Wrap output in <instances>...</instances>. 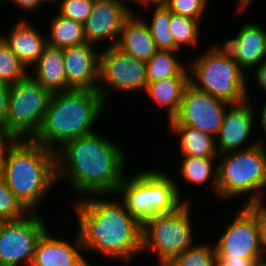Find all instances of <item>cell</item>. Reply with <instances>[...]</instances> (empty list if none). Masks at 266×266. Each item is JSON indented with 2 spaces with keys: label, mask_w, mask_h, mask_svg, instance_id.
<instances>
[{
  "label": "cell",
  "mask_w": 266,
  "mask_h": 266,
  "mask_svg": "<svg viewBox=\"0 0 266 266\" xmlns=\"http://www.w3.org/2000/svg\"><path fill=\"white\" fill-rule=\"evenodd\" d=\"M147 85L146 62L134 58L116 45L100 51L97 90L105 104H108L112 92L128 94L143 91L145 94Z\"/></svg>",
  "instance_id": "8fae6325"
},
{
  "label": "cell",
  "mask_w": 266,
  "mask_h": 266,
  "mask_svg": "<svg viewBox=\"0 0 266 266\" xmlns=\"http://www.w3.org/2000/svg\"><path fill=\"white\" fill-rule=\"evenodd\" d=\"M191 204L185 202L174 212L157 214L143 223L142 255L155 253L158 266H166L196 243Z\"/></svg>",
  "instance_id": "ba28073f"
},
{
  "label": "cell",
  "mask_w": 266,
  "mask_h": 266,
  "mask_svg": "<svg viewBox=\"0 0 266 266\" xmlns=\"http://www.w3.org/2000/svg\"><path fill=\"white\" fill-rule=\"evenodd\" d=\"M43 4H51L52 3V6L54 3H57L59 2V0H40Z\"/></svg>",
  "instance_id": "ee69618b"
},
{
  "label": "cell",
  "mask_w": 266,
  "mask_h": 266,
  "mask_svg": "<svg viewBox=\"0 0 266 266\" xmlns=\"http://www.w3.org/2000/svg\"><path fill=\"white\" fill-rule=\"evenodd\" d=\"M266 185L263 187L258 198L250 205L259 215V218L266 219Z\"/></svg>",
  "instance_id": "74e56055"
},
{
  "label": "cell",
  "mask_w": 266,
  "mask_h": 266,
  "mask_svg": "<svg viewBox=\"0 0 266 266\" xmlns=\"http://www.w3.org/2000/svg\"><path fill=\"white\" fill-rule=\"evenodd\" d=\"M91 263V261H86L82 266H93L92 264H90Z\"/></svg>",
  "instance_id": "f6af8a7d"
},
{
  "label": "cell",
  "mask_w": 266,
  "mask_h": 266,
  "mask_svg": "<svg viewBox=\"0 0 266 266\" xmlns=\"http://www.w3.org/2000/svg\"><path fill=\"white\" fill-rule=\"evenodd\" d=\"M189 84V75H177L175 77L148 83L145 93L157 108H165L167 121L172 119L180 109L183 92Z\"/></svg>",
  "instance_id": "7402d4cb"
},
{
  "label": "cell",
  "mask_w": 266,
  "mask_h": 266,
  "mask_svg": "<svg viewBox=\"0 0 266 266\" xmlns=\"http://www.w3.org/2000/svg\"><path fill=\"white\" fill-rule=\"evenodd\" d=\"M118 198L116 193L92 194L75 198L71 205L77 216L76 233L85 253L92 251L105 260L129 266L142 253L143 224Z\"/></svg>",
  "instance_id": "6da1fadb"
},
{
  "label": "cell",
  "mask_w": 266,
  "mask_h": 266,
  "mask_svg": "<svg viewBox=\"0 0 266 266\" xmlns=\"http://www.w3.org/2000/svg\"><path fill=\"white\" fill-rule=\"evenodd\" d=\"M250 99L240 104H230L225 112L223 122L216 139V149L218 154L234 151L245 150L256 146L257 144L266 145L265 139L253 140L250 144H245L253 136L255 128L256 106L250 103Z\"/></svg>",
  "instance_id": "9a60e30c"
},
{
  "label": "cell",
  "mask_w": 266,
  "mask_h": 266,
  "mask_svg": "<svg viewBox=\"0 0 266 266\" xmlns=\"http://www.w3.org/2000/svg\"><path fill=\"white\" fill-rule=\"evenodd\" d=\"M95 46L84 43L63 49L66 91L98 89L100 50Z\"/></svg>",
  "instance_id": "2e32d148"
},
{
  "label": "cell",
  "mask_w": 266,
  "mask_h": 266,
  "mask_svg": "<svg viewBox=\"0 0 266 266\" xmlns=\"http://www.w3.org/2000/svg\"><path fill=\"white\" fill-rule=\"evenodd\" d=\"M29 211L15 197L7 186L6 181L0 178V220H16L24 217Z\"/></svg>",
  "instance_id": "4dcf8cb0"
},
{
  "label": "cell",
  "mask_w": 266,
  "mask_h": 266,
  "mask_svg": "<svg viewBox=\"0 0 266 266\" xmlns=\"http://www.w3.org/2000/svg\"><path fill=\"white\" fill-rule=\"evenodd\" d=\"M51 233L49 227L39 238L31 266H82L89 259L83 255L85 251L78 234L72 243V239L58 238Z\"/></svg>",
  "instance_id": "e0dca14e"
},
{
  "label": "cell",
  "mask_w": 266,
  "mask_h": 266,
  "mask_svg": "<svg viewBox=\"0 0 266 266\" xmlns=\"http://www.w3.org/2000/svg\"><path fill=\"white\" fill-rule=\"evenodd\" d=\"M137 15L138 12L131 13L124 20L116 46L134 58L147 62L158 49L147 23Z\"/></svg>",
  "instance_id": "d6986e66"
},
{
  "label": "cell",
  "mask_w": 266,
  "mask_h": 266,
  "mask_svg": "<svg viewBox=\"0 0 266 266\" xmlns=\"http://www.w3.org/2000/svg\"><path fill=\"white\" fill-rule=\"evenodd\" d=\"M2 178L29 212H40L57 186L56 152L33 139H13L3 153Z\"/></svg>",
  "instance_id": "3957f363"
},
{
  "label": "cell",
  "mask_w": 266,
  "mask_h": 266,
  "mask_svg": "<svg viewBox=\"0 0 266 266\" xmlns=\"http://www.w3.org/2000/svg\"><path fill=\"white\" fill-rule=\"evenodd\" d=\"M169 134L178 137L179 154L181 157L218 158L216 139L196 128L185 125H168Z\"/></svg>",
  "instance_id": "603a6c76"
},
{
  "label": "cell",
  "mask_w": 266,
  "mask_h": 266,
  "mask_svg": "<svg viewBox=\"0 0 266 266\" xmlns=\"http://www.w3.org/2000/svg\"><path fill=\"white\" fill-rule=\"evenodd\" d=\"M13 140L7 131L0 125V159L3 158V153L6 146Z\"/></svg>",
  "instance_id": "ab89813d"
},
{
  "label": "cell",
  "mask_w": 266,
  "mask_h": 266,
  "mask_svg": "<svg viewBox=\"0 0 266 266\" xmlns=\"http://www.w3.org/2000/svg\"><path fill=\"white\" fill-rule=\"evenodd\" d=\"M106 106L98 90L54 93L33 140L56 152L67 141L96 132V122Z\"/></svg>",
  "instance_id": "277c9868"
},
{
  "label": "cell",
  "mask_w": 266,
  "mask_h": 266,
  "mask_svg": "<svg viewBox=\"0 0 266 266\" xmlns=\"http://www.w3.org/2000/svg\"><path fill=\"white\" fill-rule=\"evenodd\" d=\"M196 242L166 266H217L214 243ZM213 244V245H212Z\"/></svg>",
  "instance_id": "f1b7e54d"
},
{
  "label": "cell",
  "mask_w": 266,
  "mask_h": 266,
  "mask_svg": "<svg viewBox=\"0 0 266 266\" xmlns=\"http://www.w3.org/2000/svg\"><path fill=\"white\" fill-rule=\"evenodd\" d=\"M95 0H59L57 12L78 23L84 24L90 16Z\"/></svg>",
  "instance_id": "d6a6232c"
},
{
  "label": "cell",
  "mask_w": 266,
  "mask_h": 266,
  "mask_svg": "<svg viewBox=\"0 0 266 266\" xmlns=\"http://www.w3.org/2000/svg\"><path fill=\"white\" fill-rule=\"evenodd\" d=\"M208 4V0H168L166 7L173 14L187 16L200 21L204 15L208 16V20L211 19V11H207Z\"/></svg>",
  "instance_id": "1f68e13d"
},
{
  "label": "cell",
  "mask_w": 266,
  "mask_h": 266,
  "mask_svg": "<svg viewBox=\"0 0 266 266\" xmlns=\"http://www.w3.org/2000/svg\"><path fill=\"white\" fill-rule=\"evenodd\" d=\"M201 21L187 16L171 14L170 31L175 45L182 50L184 47L191 49L197 47L200 42Z\"/></svg>",
  "instance_id": "83f0119b"
},
{
  "label": "cell",
  "mask_w": 266,
  "mask_h": 266,
  "mask_svg": "<svg viewBox=\"0 0 266 266\" xmlns=\"http://www.w3.org/2000/svg\"><path fill=\"white\" fill-rule=\"evenodd\" d=\"M49 22L47 44L61 49L87 43L83 24L60 15H52Z\"/></svg>",
  "instance_id": "d4e9b609"
},
{
  "label": "cell",
  "mask_w": 266,
  "mask_h": 266,
  "mask_svg": "<svg viewBox=\"0 0 266 266\" xmlns=\"http://www.w3.org/2000/svg\"><path fill=\"white\" fill-rule=\"evenodd\" d=\"M12 4H15L16 8L19 7L20 11L23 10L24 13H31L33 11H38L40 6H43V3L40 0H6ZM38 9V10H37Z\"/></svg>",
  "instance_id": "d590c367"
},
{
  "label": "cell",
  "mask_w": 266,
  "mask_h": 266,
  "mask_svg": "<svg viewBox=\"0 0 266 266\" xmlns=\"http://www.w3.org/2000/svg\"><path fill=\"white\" fill-rule=\"evenodd\" d=\"M212 52H214L217 56L226 58L230 61L237 62L239 57V43L237 34L228 40L225 38L224 43L220 44H212L208 47Z\"/></svg>",
  "instance_id": "836d02e7"
},
{
  "label": "cell",
  "mask_w": 266,
  "mask_h": 266,
  "mask_svg": "<svg viewBox=\"0 0 266 266\" xmlns=\"http://www.w3.org/2000/svg\"><path fill=\"white\" fill-rule=\"evenodd\" d=\"M149 21L141 16L147 23L151 37L158 50H168L180 52L181 50L175 45L172 33L170 31V19L172 12L166 6L153 7ZM151 21V22H150Z\"/></svg>",
  "instance_id": "4316f807"
},
{
  "label": "cell",
  "mask_w": 266,
  "mask_h": 266,
  "mask_svg": "<svg viewBox=\"0 0 266 266\" xmlns=\"http://www.w3.org/2000/svg\"><path fill=\"white\" fill-rule=\"evenodd\" d=\"M182 160L178 169L180 178L190 185L206 186L209 184L211 192L217 199L218 185V158H203V157H181ZM216 162V164H215ZM207 184V185H206Z\"/></svg>",
  "instance_id": "cb8c5ba5"
},
{
  "label": "cell",
  "mask_w": 266,
  "mask_h": 266,
  "mask_svg": "<svg viewBox=\"0 0 266 266\" xmlns=\"http://www.w3.org/2000/svg\"><path fill=\"white\" fill-rule=\"evenodd\" d=\"M217 164L219 201L245 196L248 200H243V205H251L266 185L265 144L221 153Z\"/></svg>",
  "instance_id": "8992f818"
},
{
  "label": "cell",
  "mask_w": 266,
  "mask_h": 266,
  "mask_svg": "<svg viewBox=\"0 0 266 266\" xmlns=\"http://www.w3.org/2000/svg\"><path fill=\"white\" fill-rule=\"evenodd\" d=\"M18 21L11 30L2 31L0 37L29 71L42 55L47 39L32 21H27L25 17Z\"/></svg>",
  "instance_id": "ac0fdd59"
},
{
  "label": "cell",
  "mask_w": 266,
  "mask_h": 266,
  "mask_svg": "<svg viewBox=\"0 0 266 266\" xmlns=\"http://www.w3.org/2000/svg\"><path fill=\"white\" fill-rule=\"evenodd\" d=\"M2 177V159H0V178Z\"/></svg>",
  "instance_id": "bcb514c9"
},
{
  "label": "cell",
  "mask_w": 266,
  "mask_h": 266,
  "mask_svg": "<svg viewBox=\"0 0 266 266\" xmlns=\"http://www.w3.org/2000/svg\"><path fill=\"white\" fill-rule=\"evenodd\" d=\"M178 53L175 51L157 50L146 62L147 82L152 83L177 75H189L188 65L181 59L179 60Z\"/></svg>",
  "instance_id": "484cf974"
},
{
  "label": "cell",
  "mask_w": 266,
  "mask_h": 266,
  "mask_svg": "<svg viewBox=\"0 0 266 266\" xmlns=\"http://www.w3.org/2000/svg\"><path fill=\"white\" fill-rule=\"evenodd\" d=\"M229 103L188 84L183 92L179 112L167 125H185L216 137Z\"/></svg>",
  "instance_id": "4fadbf2b"
},
{
  "label": "cell",
  "mask_w": 266,
  "mask_h": 266,
  "mask_svg": "<svg viewBox=\"0 0 266 266\" xmlns=\"http://www.w3.org/2000/svg\"><path fill=\"white\" fill-rule=\"evenodd\" d=\"M236 34L239 43L237 63L248 74V70L261 64L266 58V29L254 21H246Z\"/></svg>",
  "instance_id": "44dd1931"
},
{
  "label": "cell",
  "mask_w": 266,
  "mask_h": 266,
  "mask_svg": "<svg viewBox=\"0 0 266 266\" xmlns=\"http://www.w3.org/2000/svg\"><path fill=\"white\" fill-rule=\"evenodd\" d=\"M4 1H6V0H0V4H1V3H3V4H4ZM0 6H1V5H0Z\"/></svg>",
  "instance_id": "7dc6e473"
},
{
  "label": "cell",
  "mask_w": 266,
  "mask_h": 266,
  "mask_svg": "<svg viewBox=\"0 0 266 266\" xmlns=\"http://www.w3.org/2000/svg\"><path fill=\"white\" fill-rule=\"evenodd\" d=\"M100 134L69 140L56 151L57 184L68 180L77 199L115 194L127 174L128 156L122 146Z\"/></svg>",
  "instance_id": "7a4b0ae2"
},
{
  "label": "cell",
  "mask_w": 266,
  "mask_h": 266,
  "mask_svg": "<svg viewBox=\"0 0 266 266\" xmlns=\"http://www.w3.org/2000/svg\"><path fill=\"white\" fill-rule=\"evenodd\" d=\"M28 72L27 68L0 37V82L9 86L14 85L23 80Z\"/></svg>",
  "instance_id": "f546056e"
},
{
  "label": "cell",
  "mask_w": 266,
  "mask_h": 266,
  "mask_svg": "<svg viewBox=\"0 0 266 266\" xmlns=\"http://www.w3.org/2000/svg\"><path fill=\"white\" fill-rule=\"evenodd\" d=\"M259 227H260V242H261L262 256L266 257V219L265 218H259Z\"/></svg>",
  "instance_id": "60d3db41"
},
{
  "label": "cell",
  "mask_w": 266,
  "mask_h": 266,
  "mask_svg": "<svg viewBox=\"0 0 266 266\" xmlns=\"http://www.w3.org/2000/svg\"><path fill=\"white\" fill-rule=\"evenodd\" d=\"M127 1L95 0L91 14L83 24L87 43L96 46L107 41L111 42L108 46L117 44L124 20L131 13L136 14Z\"/></svg>",
  "instance_id": "5bb4252c"
},
{
  "label": "cell",
  "mask_w": 266,
  "mask_h": 266,
  "mask_svg": "<svg viewBox=\"0 0 266 266\" xmlns=\"http://www.w3.org/2000/svg\"><path fill=\"white\" fill-rule=\"evenodd\" d=\"M255 82L258 85L259 89L263 90V94H266V58L261 64L253 69Z\"/></svg>",
  "instance_id": "8d00e7d4"
},
{
  "label": "cell",
  "mask_w": 266,
  "mask_h": 266,
  "mask_svg": "<svg viewBox=\"0 0 266 266\" xmlns=\"http://www.w3.org/2000/svg\"><path fill=\"white\" fill-rule=\"evenodd\" d=\"M28 74L51 94L66 91L63 49L47 44Z\"/></svg>",
  "instance_id": "ffe728a7"
},
{
  "label": "cell",
  "mask_w": 266,
  "mask_h": 266,
  "mask_svg": "<svg viewBox=\"0 0 266 266\" xmlns=\"http://www.w3.org/2000/svg\"><path fill=\"white\" fill-rule=\"evenodd\" d=\"M10 86L0 82V125L6 122Z\"/></svg>",
  "instance_id": "e575fe53"
},
{
  "label": "cell",
  "mask_w": 266,
  "mask_h": 266,
  "mask_svg": "<svg viewBox=\"0 0 266 266\" xmlns=\"http://www.w3.org/2000/svg\"><path fill=\"white\" fill-rule=\"evenodd\" d=\"M41 213V214H40ZM50 225L41 212H29L0 225V266H31L36 244Z\"/></svg>",
  "instance_id": "7c38bea8"
},
{
  "label": "cell",
  "mask_w": 266,
  "mask_h": 266,
  "mask_svg": "<svg viewBox=\"0 0 266 266\" xmlns=\"http://www.w3.org/2000/svg\"><path fill=\"white\" fill-rule=\"evenodd\" d=\"M141 170L130 178L126 174L116 194L124 201L127 211L142 224L152 216L174 212L185 202H191L188 196L183 197L180 183L168 171Z\"/></svg>",
  "instance_id": "5b68a950"
},
{
  "label": "cell",
  "mask_w": 266,
  "mask_h": 266,
  "mask_svg": "<svg viewBox=\"0 0 266 266\" xmlns=\"http://www.w3.org/2000/svg\"><path fill=\"white\" fill-rule=\"evenodd\" d=\"M262 109H260V116H259V126L261 125L260 130H263L264 134H261L266 139V100H264L263 105L260 106Z\"/></svg>",
  "instance_id": "b9f144b4"
},
{
  "label": "cell",
  "mask_w": 266,
  "mask_h": 266,
  "mask_svg": "<svg viewBox=\"0 0 266 266\" xmlns=\"http://www.w3.org/2000/svg\"><path fill=\"white\" fill-rule=\"evenodd\" d=\"M51 95L29 74L11 85L2 127L13 139H33L42 126Z\"/></svg>",
  "instance_id": "30bf717a"
},
{
  "label": "cell",
  "mask_w": 266,
  "mask_h": 266,
  "mask_svg": "<svg viewBox=\"0 0 266 266\" xmlns=\"http://www.w3.org/2000/svg\"><path fill=\"white\" fill-rule=\"evenodd\" d=\"M206 50L187 63L189 84L229 104L249 99L248 74L237 62L219 57L209 48Z\"/></svg>",
  "instance_id": "52a82bcc"
},
{
  "label": "cell",
  "mask_w": 266,
  "mask_h": 266,
  "mask_svg": "<svg viewBox=\"0 0 266 266\" xmlns=\"http://www.w3.org/2000/svg\"><path fill=\"white\" fill-rule=\"evenodd\" d=\"M130 1H132L133 3L135 2L134 4H137L139 8L144 7L147 10H150V8L152 9V6L153 7L167 6L168 3V0H128V4L130 3Z\"/></svg>",
  "instance_id": "f35d334b"
},
{
  "label": "cell",
  "mask_w": 266,
  "mask_h": 266,
  "mask_svg": "<svg viewBox=\"0 0 266 266\" xmlns=\"http://www.w3.org/2000/svg\"><path fill=\"white\" fill-rule=\"evenodd\" d=\"M232 222L214 240L217 266H252L262 256L259 215L250 205H242Z\"/></svg>",
  "instance_id": "9c48e42d"
},
{
  "label": "cell",
  "mask_w": 266,
  "mask_h": 266,
  "mask_svg": "<svg viewBox=\"0 0 266 266\" xmlns=\"http://www.w3.org/2000/svg\"><path fill=\"white\" fill-rule=\"evenodd\" d=\"M252 266H266V257L261 256L253 261Z\"/></svg>",
  "instance_id": "7bdbcfd3"
}]
</instances>
